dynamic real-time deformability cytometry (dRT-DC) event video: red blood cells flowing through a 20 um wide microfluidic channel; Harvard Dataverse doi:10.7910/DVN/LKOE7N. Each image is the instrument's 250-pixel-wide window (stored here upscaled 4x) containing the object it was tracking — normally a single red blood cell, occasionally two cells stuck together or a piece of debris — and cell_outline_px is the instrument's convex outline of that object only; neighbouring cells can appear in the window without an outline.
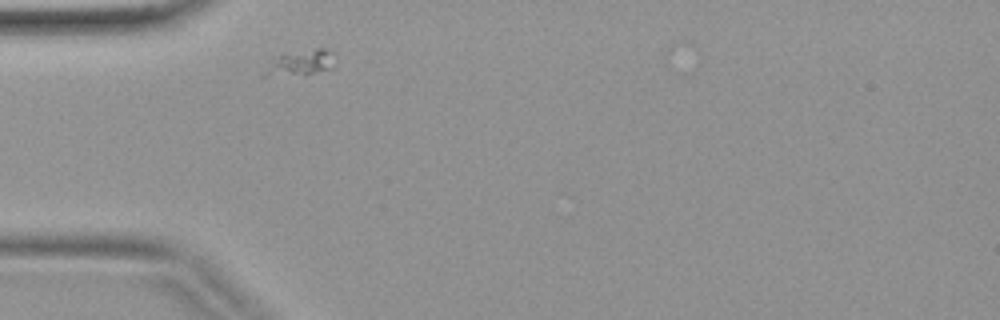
{"species": "common noctule bat (a hibernating species)", "species_latin": "Nyctalus noctula", "temperature_condition": "warm", "stored_images_in_passage": 3, "camera_frame_rate_fps": 3000, "um_per_image_px": 0.085, "animal": {"sex": "female", "body_mass_g": 19.9}, "frame": {"image": 1, "passage_image": 1, "time_ms": 0.0, "image_size_px": [1000, 320], "cell_outline_px": [[332, 68], [304, 76], [260, 76], [268, 60], [284, 52], [316, 48], [324, 48], [332, 52]], "centroid_in_image_um": [25.41, 5.36], "position_along_channel_um": 59.6, "area_um2": 11.1}}
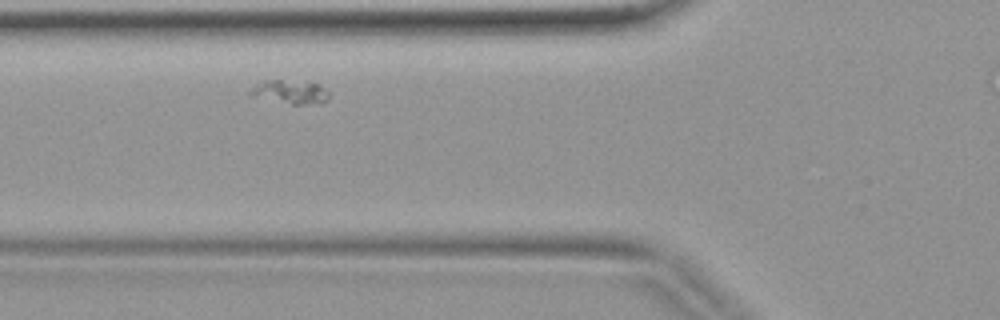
{"frame": {"image": 2, "passage_image": 2, "time_ms": 0.333, "image_size_px": [1000, 320], "cell_outline_px": [[328, 100], [320, 104], [292, 104], [248, 92], [252, 88], [264, 80], [280, 80], [316, 84], [328, 88]], "centroid_in_image_um": [24.81, 7.81], "position_along_channel_um": 101.0, "area_um2": 10.17}}